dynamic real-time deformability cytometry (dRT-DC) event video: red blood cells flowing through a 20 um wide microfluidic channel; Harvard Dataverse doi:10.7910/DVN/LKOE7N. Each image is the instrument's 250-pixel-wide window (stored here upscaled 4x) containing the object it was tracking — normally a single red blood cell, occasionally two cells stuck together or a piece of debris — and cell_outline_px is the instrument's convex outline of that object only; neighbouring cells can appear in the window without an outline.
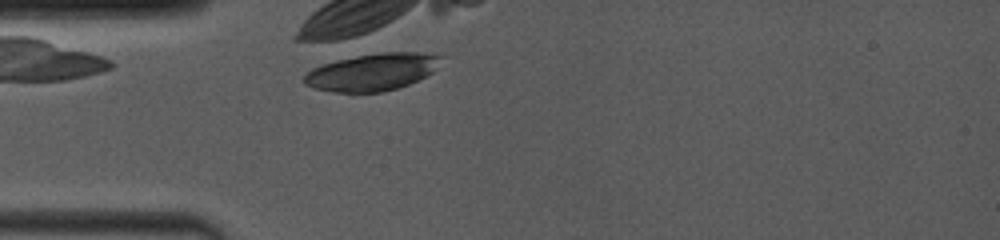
{"species": "common noctule bat (a hibernating species)", "species_latin": "Nyctalus noctula", "temperature_condition": "room temperature", "stored_images_in_passage": 11, "camera_frame_rate_fps": 4000, "um_per_image_px": 0.085, "animal": {"sex": "female", "body_mass_g": 19.0, "forearm_length_mm": 53.3}, "frame": {"image": 1, "passage_image": 2, "time_ms": 1.0, "image_size_px": [1000, 240], "cell_outline_px": [[440, 56], [436, 68], [432, 72], [408, 84], [384, 92], [332, 92], [312, 88], [304, 84], [304, 76], [312, 68], [336, 60], [356, 56], [384, 52], [420, 52]], "centroid_in_image_um": [31.58, 6.13], "position_along_channel_um": 53.4, "area_um2": 29.25}}